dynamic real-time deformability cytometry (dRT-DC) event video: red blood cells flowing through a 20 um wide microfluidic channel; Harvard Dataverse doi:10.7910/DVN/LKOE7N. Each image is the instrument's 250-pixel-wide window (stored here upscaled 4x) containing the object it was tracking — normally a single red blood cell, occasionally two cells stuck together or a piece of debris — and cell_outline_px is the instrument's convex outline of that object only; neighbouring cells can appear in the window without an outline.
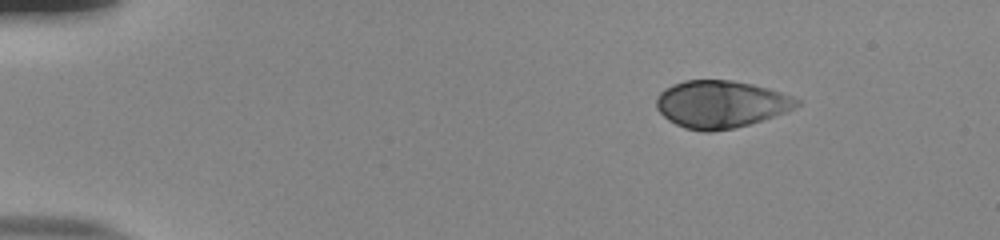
{"species": "human", "species_latin": "Homo sapiens", "temperature_condition": "room temperature", "stored_images_in_passage": 47, "camera_frame_rate_fps": 3000, "um_per_image_px": 0.085, "donor": {"sex": "male"}, "frame": {"image": 1, "passage_image": 1, "time_ms": 0.0, "image_size_px": [1000, 240], "cell_outline_px": [[800, 104], [784, 112], [748, 124], [732, 128], [712, 132], [704, 132], [684, 128], [668, 120], [656, 108], [656, 96], [664, 88], [672, 84], [684, 80], [732, 80], [752, 84], [768, 88], [780, 92], [800, 100]], "centroid_in_image_um": [61.2, 8.85], "position_along_channel_um": 23.8, "area_um2": 38.55}}
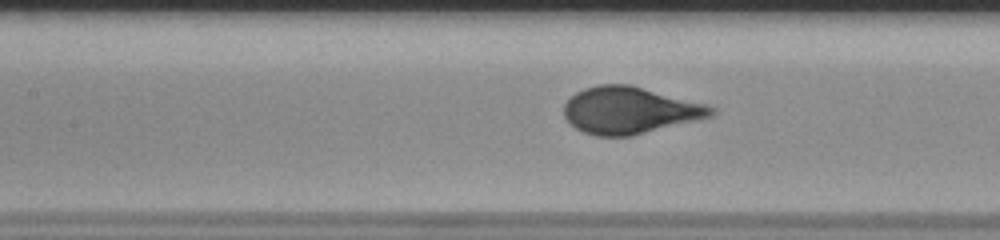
{"frame": {"image": 2, "passage_image": 19, "time_ms": 6.0, "image_size_px": [1000, 240], "cell_outline_px": [[716, 112], [712, 116], [632, 136], [596, 136], [584, 132], [576, 128], [564, 116], [564, 104], [576, 92], [584, 88], [600, 84], [628, 84], [708, 104], [716, 108]], "centroid_in_image_um": [53.54, 9.37], "position_along_channel_um": 153.9, "area_um2": 40.11}}
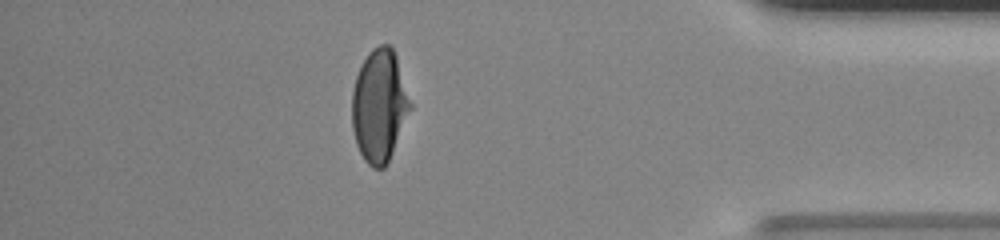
{"frame": {"image": 3, "passage_image": 41, "time_ms": 13.333, "image_size_px": [1000, 240], "cell_outline_px": [[412, 108], [392, 152], [384, 168], [372, 168], [364, 160], [356, 144], [352, 128], [352, 92], [356, 76], [368, 52], [372, 48], [380, 44], [388, 44], [392, 48], [396, 56], [412, 104]], "centroid_in_image_um": [32.24, 8.98], "position_along_channel_um": 403.0, "area_um2": 38.09}}